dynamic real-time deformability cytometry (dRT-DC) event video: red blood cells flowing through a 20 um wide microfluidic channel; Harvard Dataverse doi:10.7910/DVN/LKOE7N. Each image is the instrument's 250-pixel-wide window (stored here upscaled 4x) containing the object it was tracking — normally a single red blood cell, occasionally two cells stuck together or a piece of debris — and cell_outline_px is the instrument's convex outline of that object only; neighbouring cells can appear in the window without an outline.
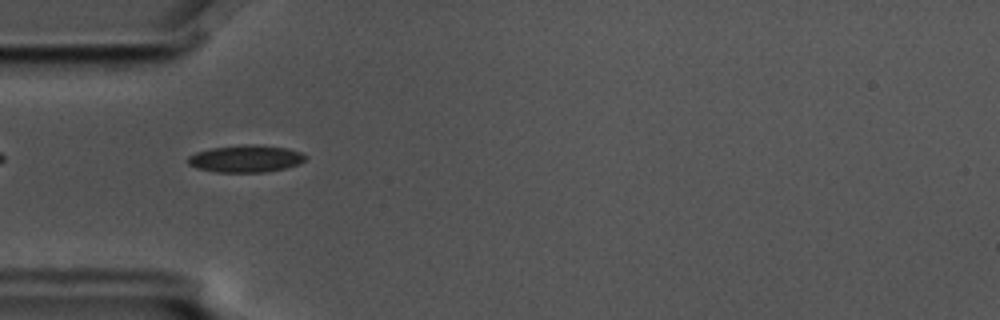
{"species": "common noctule bat (a hibernating species)", "species_latin": "Nyctalus noctula", "temperature_condition": "cold", "stored_images_in_passage": 6, "camera_frame_rate_fps": 3000, "um_per_image_px": 0.085, "animal": {"sex": "male", "body_mass_g": 17.5, "forearm_length_mm": 52.3}, "frame": {"image": 1, "passage_image": 5, "time_ms": 1.333, "image_size_px": [1000, 320], "cell_outline_px": [[308, 156], [300, 164], [284, 168], [264, 172], [216, 172], [196, 168], [188, 164], [188, 156], [196, 152], [212, 148], [244, 144], [252, 144], [288, 148], [300, 152]], "centroid_in_image_um": [20.89, 13.48], "position_along_channel_um": 64.1, "area_um2": 18.61}}